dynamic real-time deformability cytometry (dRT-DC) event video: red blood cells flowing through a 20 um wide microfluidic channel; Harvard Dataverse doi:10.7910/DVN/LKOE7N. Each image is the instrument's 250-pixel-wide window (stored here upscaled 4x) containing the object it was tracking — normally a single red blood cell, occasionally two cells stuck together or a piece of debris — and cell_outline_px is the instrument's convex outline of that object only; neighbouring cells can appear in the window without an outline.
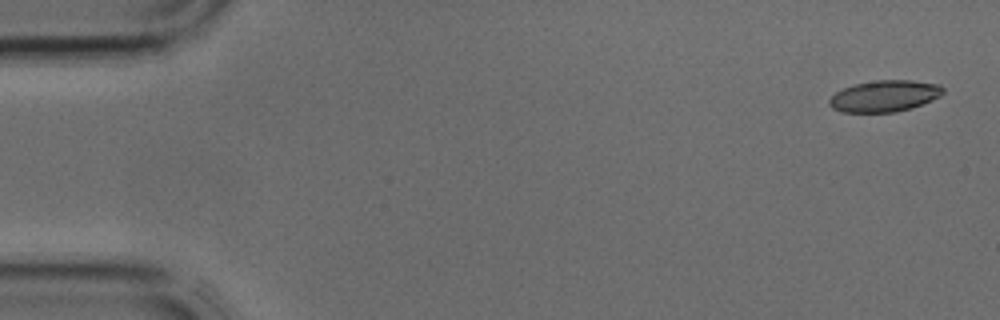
{"species": "common noctule bat (a hibernating species)", "species_latin": "Nyctalus noctula", "temperature_condition": "cold", "stored_images_in_passage": 6, "camera_frame_rate_fps": 3000, "um_per_image_px": 0.085, "animal": {"sex": "male", "body_mass_g": 17.9, "forearm_length_mm": 54.2}, "frame": {"image": 1, "passage_image": 1, "time_ms": 0.0, "image_size_px": [1000, 320], "cell_outline_px": [[944, 92], [940, 96], [932, 100], [912, 108], [896, 112], [840, 112], [832, 108], [828, 104], [828, 100], [836, 92], [844, 88], [856, 84], [876, 80], [912, 80], [940, 84], [944, 88]], "centroid_in_image_um": [75.2, 8.16], "position_along_channel_um": 9.8, "area_um2": 20.92}}